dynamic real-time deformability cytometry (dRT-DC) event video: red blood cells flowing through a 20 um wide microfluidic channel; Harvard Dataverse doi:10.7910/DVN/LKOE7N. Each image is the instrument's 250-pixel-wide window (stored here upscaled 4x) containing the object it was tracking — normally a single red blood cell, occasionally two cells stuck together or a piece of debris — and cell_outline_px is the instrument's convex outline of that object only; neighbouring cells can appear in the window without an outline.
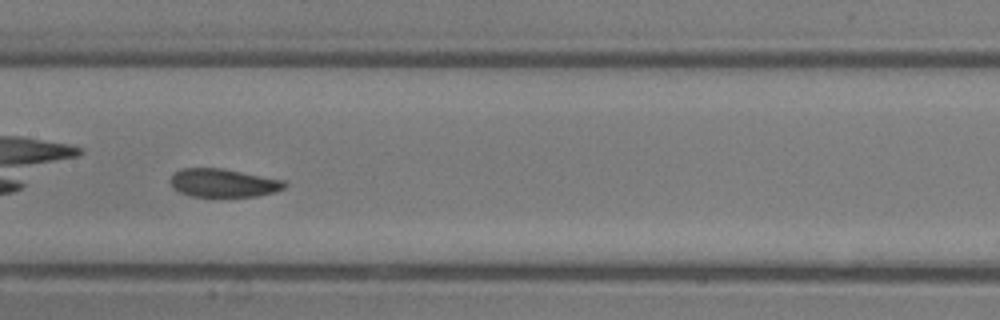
{"species": "common noctule bat (a hibernating species)", "species_latin": "Nyctalus noctula", "temperature_condition": "room temperature", "stored_images_in_passage": 24, "camera_frame_rate_fps": 3000, "um_per_image_px": 0.085, "animal": {"sex": "male", "body_mass_g": 13.3}, "frame": {"image": 1, "passage_image": 11, "time_ms": 3.333, "image_size_px": [1000, 320], "cell_outline_px": [[288, 184], [284, 188], [272, 192], [256, 196], [192, 196], [180, 192], [168, 180], [176, 172], [184, 168], [224, 168], [284, 180]], "centroid_in_image_um": [19.01, 15.53], "position_along_channel_um": 188.4, "area_um2": 18.61}}